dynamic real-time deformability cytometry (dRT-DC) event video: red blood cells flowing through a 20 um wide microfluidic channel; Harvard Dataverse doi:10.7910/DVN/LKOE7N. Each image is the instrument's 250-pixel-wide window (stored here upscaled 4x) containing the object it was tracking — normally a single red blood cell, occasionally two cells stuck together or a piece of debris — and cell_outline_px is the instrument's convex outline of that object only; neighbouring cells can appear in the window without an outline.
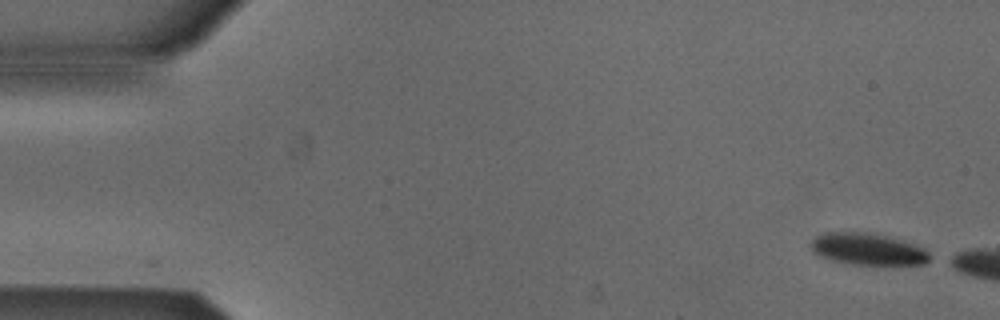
{"species": "Egyptian fruit bat (a non-hibernating species)", "species_latin": "Rousettus aegyptiacus", "temperature_condition": "cold", "stored_images_in_passage": 15, "camera_frame_rate_fps": 3000, "um_per_image_px": 0.085, "animal": {"sex": "male"}, "frame": {"image": 1, "passage_image": 1, "time_ms": 0.0, "image_size_px": [1000, 320], "cell_outline_px": [[928, 260], [924, 264], [852, 264], [832, 260], [820, 256], [812, 252], [812, 240], [816, 236], [824, 232], [868, 232], [884, 236], [912, 244], [924, 248], [928, 252]], "centroid_in_image_um": [73.7, 21.17], "position_along_channel_um": 11.3, "area_um2": 21.5}}
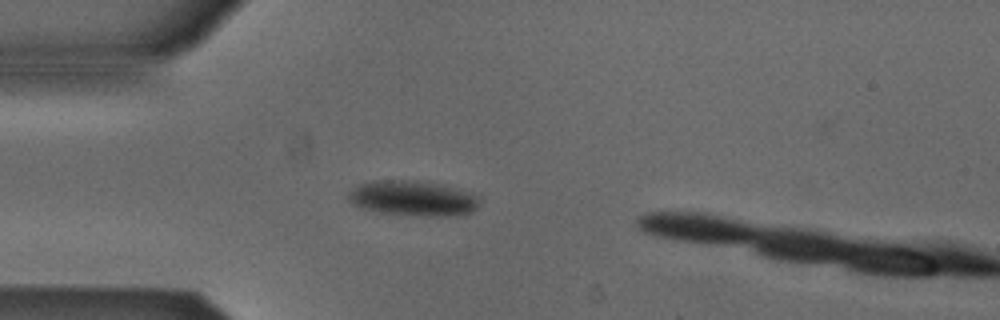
{"frame": {"image": 2, "passage_image": 13, "time_ms": 4.0, "image_size_px": [1000, 320], "cell_outline_px": [[480, 200], [476, 208], [472, 212], [456, 216], [412, 216], [376, 212], [352, 204], [348, 200], [348, 192], [360, 184], [376, 180], [408, 180], [460, 188], [480, 196]], "centroid_in_image_um": [35.12, 16.87], "position_along_channel_um": 49.9, "area_um2": 27.11}}